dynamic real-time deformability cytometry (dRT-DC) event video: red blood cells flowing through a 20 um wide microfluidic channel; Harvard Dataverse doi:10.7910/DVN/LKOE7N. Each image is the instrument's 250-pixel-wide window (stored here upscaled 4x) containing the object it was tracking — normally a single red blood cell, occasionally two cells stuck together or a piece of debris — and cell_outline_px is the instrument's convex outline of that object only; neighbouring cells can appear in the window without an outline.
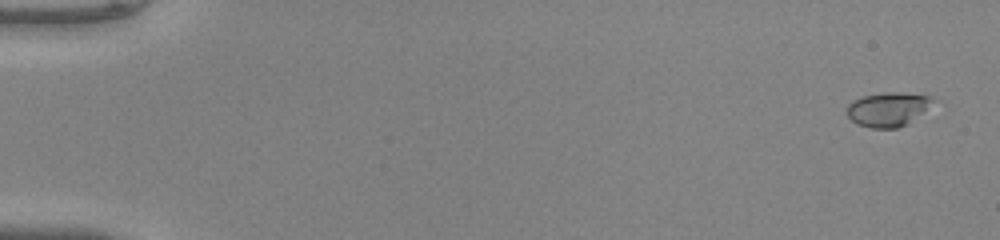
{"species": "common noctule bat (a hibernating species)", "species_latin": "Nyctalus noctula", "temperature_condition": "warm", "stored_images_in_passage": 51, "camera_frame_rate_fps": 3000, "um_per_image_px": 0.085, "animal": {"sex": "male", "body_mass_g": 20.0, "forearm_length_mm": 53.3}, "frame": {"image": 1, "passage_image": 2, "time_ms": 0.333, "image_size_px": [1000, 240], "cell_outline_px": [[940, 100], [908, 124], [896, 128], [872, 128], [856, 124], [848, 116], [848, 104], [852, 100], [864, 96], [884, 92], [900, 92], [932, 96]], "centroid_in_image_um": [75.56, 9.28], "position_along_channel_um": 9.4, "area_um2": 17.46}}
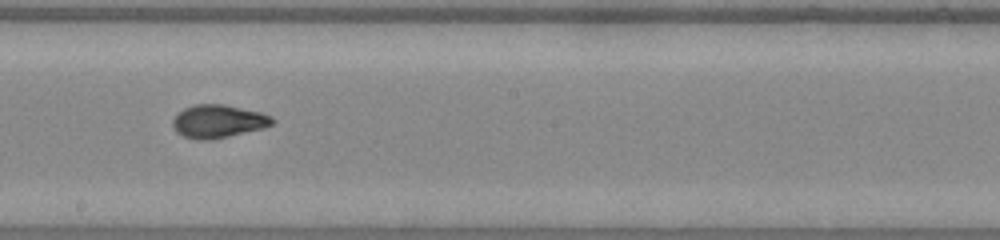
{"frame": {"image": 2, "passage_image": 30, "time_ms": 9.667, "image_size_px": [1000, 240], "cell_outline_px": [[276, 120], [272, 124], [264, 128], [212, 140], [196, 140], [184, 136], [176, 132], [172, 124], [172, 120], [176, 112], [192, 104], [224, 104], [260, 112], [272, 116]], "centroid_in_image_um": [18.52, 10.31], "position_along_channel_um": 229.7, "area_um2": 19.48}}
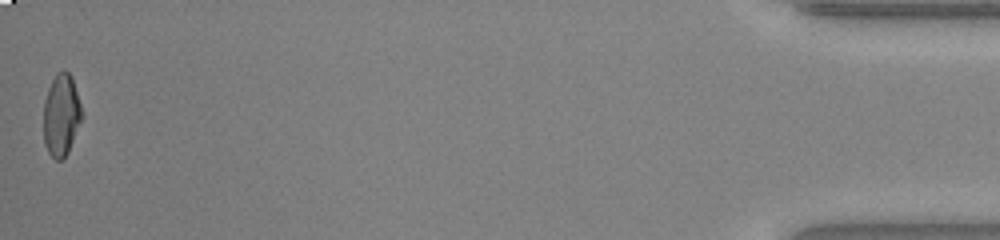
{"frame": {"image": 3, "passage_image": 51, "time_ms": 16.667, "image_size_px": [1000, 240], "cell_outline_px": [[84, 116], [68, 152], [60, 160], [56, 160], [48, 152], [44, 144], [44, 100], [48, 88], [56, 72], [64, 68], [72, 76]], "centroid_in_image_um": [5.22, 9.75], "position_along_channel_um": 430.0, "area_um2": 18.55}, "authors_computed_cell_mechanics": {"area_um2": 18.7272, "velocity_mm_per_s": 4.1346, "shape_relaxation_time_tau1_ms": 7.3451, "shape_relaxation_time_tau2_ms": 1.3364, "deformation_change_tau1": 0.2483, "deformation_change_tau2": 0.0521}}